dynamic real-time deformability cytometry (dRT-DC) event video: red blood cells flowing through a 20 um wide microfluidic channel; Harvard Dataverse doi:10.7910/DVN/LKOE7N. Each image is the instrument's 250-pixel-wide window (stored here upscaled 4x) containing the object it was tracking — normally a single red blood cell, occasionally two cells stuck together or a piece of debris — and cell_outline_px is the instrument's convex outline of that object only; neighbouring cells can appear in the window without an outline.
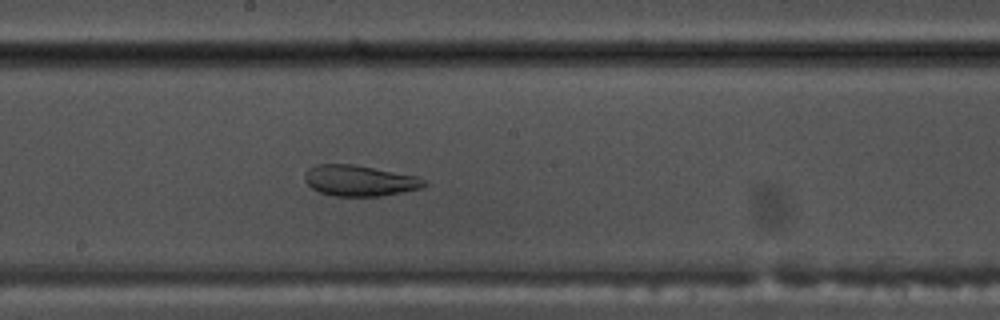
{"species": "common noctule bat (a hibernating species)", "species_latin": "Nyctalus noctula", "temperature_condition": "warm", "stored_images_in_passage": 54, "camera_frame_rate_fps": 3000, "um_per_image_px": 0.085, "animal": {"sex": "male", "body_mass_g": 17.5, "forearm_length_mm": 52.3}, "frame": {"image": 1, "passage_image": 29, "time_ms": 9.333, "image_size_px": [1000, 320], "cell_outline_px": [[428, 184], [420, 188], [380, 196], [332, 196], [320, 192], [312, 188], [304, 180], [304, 176], [308, 168], [316, 164], [352, 164], [416, 176], [424, 180]], "centroid_in_image_um": [30.51, 15.35], "position_along_channel_um": 217.7, "area_um2": 21.27}}
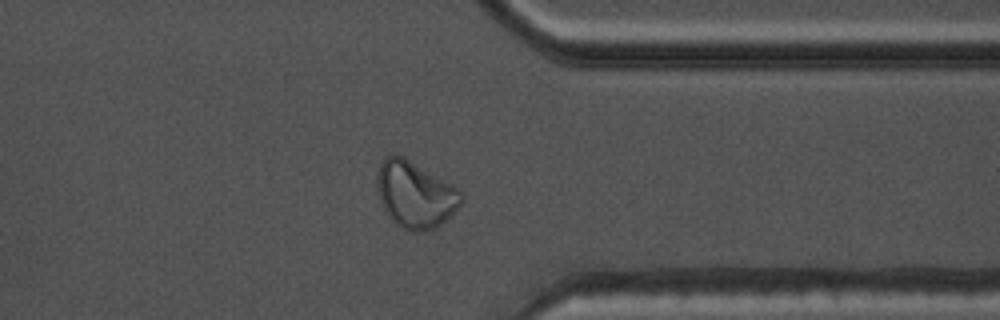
{"frame": {"image": 2, "passage_image": 42, "time_ms": 13.667, "image_size_px": [1000, 320], "cell_outline_px": [[464, 200], [436, 228], [420, 232], [412, 232], [396, 224], [388, 216], [380, 200], [376, 180], [376, 176], [380, 164], [392, 152], [408, 160], [452, 184], [464, 196]], "centroid_in_image_um": [35.27, 16.55], "position_along_channel_um": 376.1, "area_um2": 32.08}}
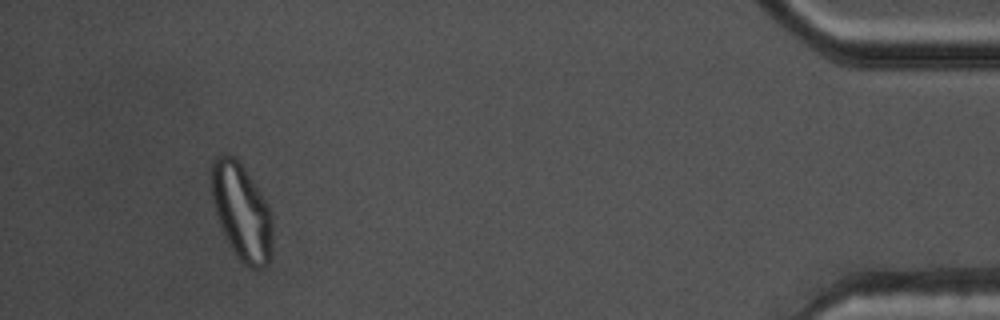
{"frame": {"image": 3, "passage_image": 50, "time_ms": 16.333, "image_size_px": [1000, 320], "cell_outline_px": [[272, 248], [268, 264], [264, 268], [248, 268], [240, 260], [232, 248], [220, 224], [212, 200], [212, 164], [216, 156], [224, 152], [228, 152], [236, 156], [256, 184], [268, 204], [272, 212]], "centroid_in_image_um": [20.57, 17.96], "position_along_channel_um": 414.6, "area_um2": 34.51}}